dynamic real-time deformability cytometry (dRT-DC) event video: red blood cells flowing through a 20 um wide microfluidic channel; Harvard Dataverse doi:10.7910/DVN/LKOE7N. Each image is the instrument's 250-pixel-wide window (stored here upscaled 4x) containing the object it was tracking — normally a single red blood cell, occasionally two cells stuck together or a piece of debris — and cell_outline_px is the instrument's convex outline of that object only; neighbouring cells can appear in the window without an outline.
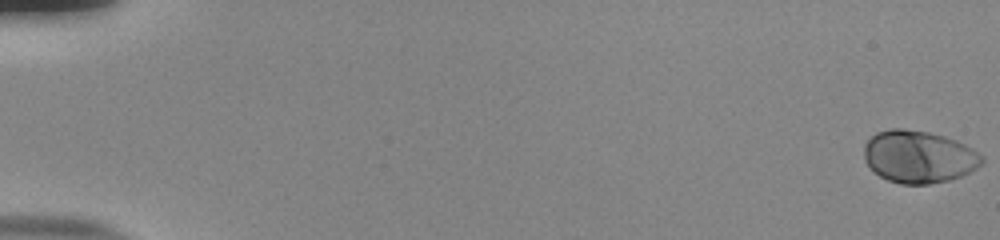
{"species": "human", "species_latin": "Homo sapiens", "temperature_condition": "room temperature", "stored_images_in_passage": 55, "camera_frame_rate_fps": 3000, "um_per_image_px": 0.085, "donor": {"sex": "male"}, "frame": {"image": 1, "passage_image": 1, "time_ms": 0.0, "image_size_px": [1000, 240], "cell_outline_px": [[984, 160], [976, 168], [960, 176], [948, 180], [928, 184], [900, 184], [888, 180], [880, 176], [864, 160], [864, 144], [876, 132], [892, 128], [904, 128], [928, 132], [944, 136], [956, 140], [972, 148], [984, 156]], "centroid_in_image_um": [78.09, 13.31], "position_along_channel_um": 6.9, "area_um2": 35.89}}
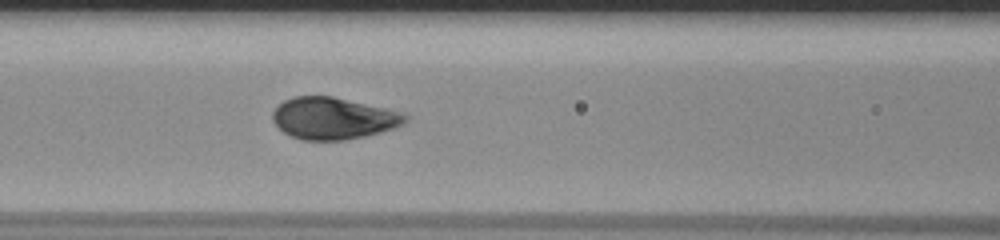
{"frame": {"image": 2, "passage_image": 26, "time_ms": 8.333, "image_size_px": [1000, 240], "cell_outline_px": [[408, 120], [404, 124], [396, 128], [364, 136], [344, 140], [304, 140], [292, 136], [284, 132], [272, 120], [272, 112], [284, 100], [292, 96], [332, 96], [404, 112], [408, 116]], "centroid_in_image_um": [28.36, 10.05], "position_along_channel_um": 138.2, "area_um2": 32.37}}
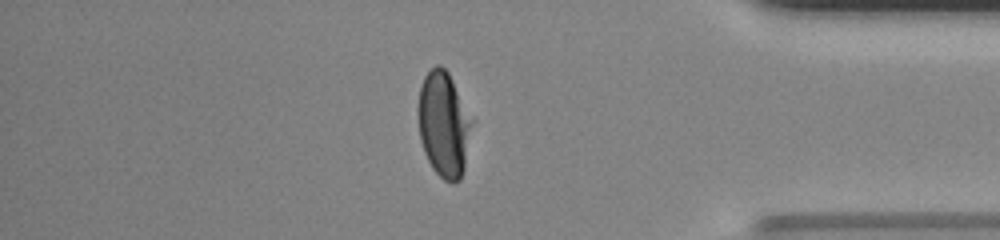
{"frame": {"image": 3, "passage_image": 48, "time_ms": 15.667, "image_size_px": [1000, 240], "cell_outline_px": [[472, 120], [464, 168], [460, 180], [452, 184], [444, 180], [432, 168], [424, 152], [420, 140], [416, 112], [416, 108], [420, 88], [424, 76], [436, 64], [440, 64], [448, 72]], "centroid_in_image_um": [37.67, 10.57], "position_along_channel_um": 397.5, "area_um2": 32.89}, "authors_computed_cell_mechanics": {"area_um2": 33.6396, "velocity_mm_per_s": 3.8327, "shape_relaxation_time_tau1_ms": 2.844, "shape_relaxation_time_tau2_ms": null, "deformation_change_tau1": 0.1629, "deformation_change_tau2": null}}